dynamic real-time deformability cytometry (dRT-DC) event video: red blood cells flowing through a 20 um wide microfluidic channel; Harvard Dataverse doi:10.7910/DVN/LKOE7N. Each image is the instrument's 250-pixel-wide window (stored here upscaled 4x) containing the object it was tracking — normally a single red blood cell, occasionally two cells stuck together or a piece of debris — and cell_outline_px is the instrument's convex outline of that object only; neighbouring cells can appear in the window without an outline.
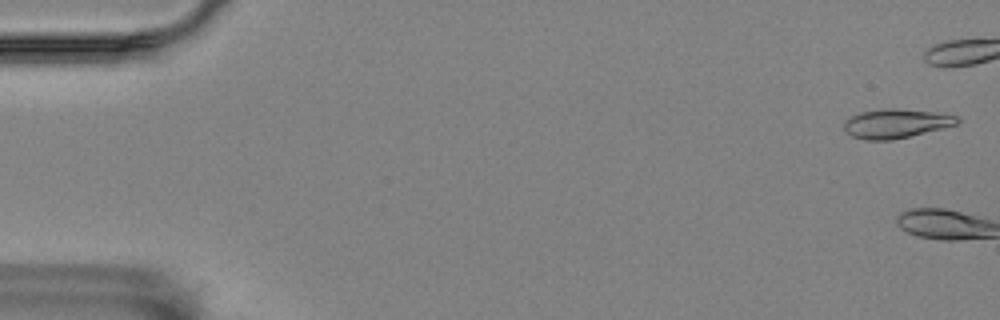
{"species": "Egyptian fruit bat (a non-hibernating species)", "species_latin": "Rousettus aegyptiacus", "temperature_condition": "room temperature", "stored_images_in_passage": 6, "camera_frame_rate_fps": 3000, "um_per_image_px": 0.085, "animal": {"sex": "female"}, "frame": {"image": 1, "passage_image": 1, "time_ms": 0.0, "image_size_px": [1000, 320], "cell_outline_px": [[960, 120], [956, 124], [892, 140], [868, 140], [852, 136], [844, 132], [844, 120], [860, 112], [884, 108], [896, 108], [936, 112], [956, 116]], "centroid_in_image_um": [76.09, 10.49], "position_along_channel_um": 8.9, "area_um2": 19.02}}